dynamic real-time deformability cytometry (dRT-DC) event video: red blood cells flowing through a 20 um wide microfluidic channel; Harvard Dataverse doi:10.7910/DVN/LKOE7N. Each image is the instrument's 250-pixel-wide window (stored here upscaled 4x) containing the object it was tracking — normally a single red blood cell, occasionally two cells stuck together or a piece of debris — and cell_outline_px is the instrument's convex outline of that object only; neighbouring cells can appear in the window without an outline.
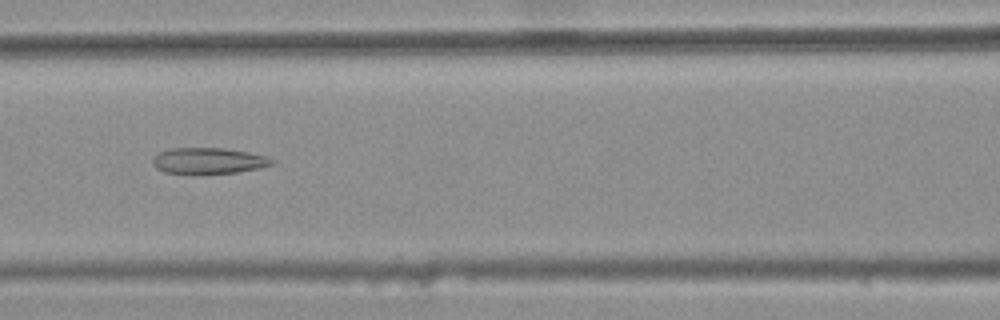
{"species": "common noctule bat (a hibernating species)", "species_latin": "Nyctalus noctula", "temperature_condition": "warm", "stored_images_in_passage": 43, "camera_frame_rate_fps": 3000, "um_per_image_px": 0.085, "animal": {"sex": "female", "body_mass_g": 25.1}, "frame": {"image": 1, "passage_image": 23, "time_ms": 7.333, "image_size_px": [1000, 320], "cell_outline_px": [[272, 164], [260, 168], [236, 172], [200, 176], [192, 176], [164, 172], [156, 168], [152, 164], [152, 160], [160, 152], [172, 148], [224, 148], [248, 152], [264, 156], [272, 160]], "centroid_in_image_um": [17.65, 13.71], "position_along_channel_um": 148.9, "area_um2": 18.55}}
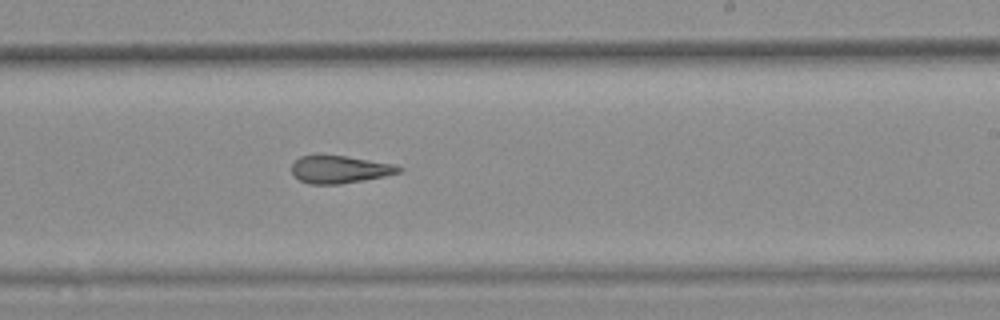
{"frame": {"image": 2, "passage_image": 32, "time_ms": 10.333, "image_size_px": [1000, 320], "cell_outline_px": [[404, 168], [400, 172], [384, 176], [364, 180], [340, 184], [308, 184], [300, 180], [292, 172], [292, 164], [300, 156], [344, 156], [392, 164]], "centroid_in_image_um": [28.87, 14.42], "position_along_channel_um": 260.1, "area_um2": 16.82}}
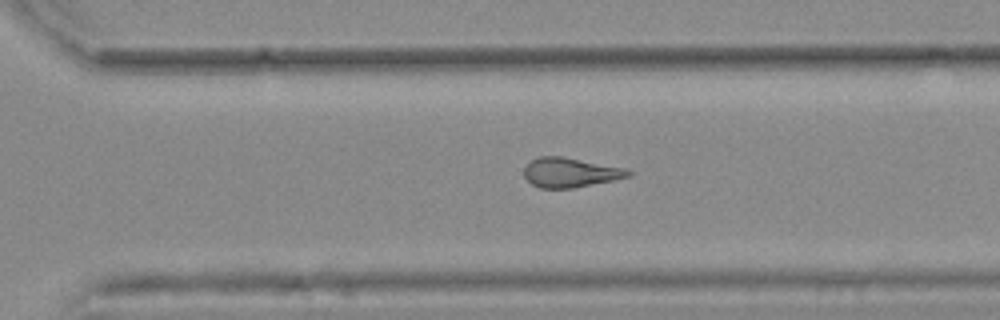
{"frame": {"image": 3, "passage_image": 37, "time_ms": 12.0, "image_size_px": [1000, 320], "cell_outline_px": [[632, 176], [572, 188], [540, 188], [532, 184], [524, 176], [524, 168], [532, 160], [540, 156], [560, 156], [624, 168], [632, 172]], "centroid_in_image_um": [48.45, 14.66], "position_along_channel_um": 322.1, "area_um2": 17.63}, "authors_computed_cell_mechanics": {"area_um2": 20.23, "velocity_mm_per_s": 3.7224, "shape_relaxation_time_tau1_ms": null, "shape_relaxation_time_tau2_ms": 4.205, "deformation_change_tau1": null, "deformation_change_tau2": 0.1639}}